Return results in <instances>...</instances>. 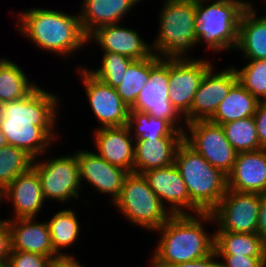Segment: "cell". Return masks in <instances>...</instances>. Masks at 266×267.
Listing matches in <instances>:
<instances>
[{"instance_id":"1f68e13d","label":"cell","mask_w":266,"mask_h":267,"mask_svg":"<svg viewBox=\"0 0 266 267\" xmlns=\"http://www.w3.org/2000/svg\"><path fill=\"white\" fill-rule=\"evenodd\" d=\"M32 163L33 158L20 148L12 145L0 148V192L18 175L27 172Z\"/></svg>"},{"instance_id":"ee69618b","label":"cell","mask_w":266,"mask_h":267,"mask_svg":"<svg viewBox=\"0 0 266 267\" xmlns=\"http://www.w3.org/2000/svg\"><path fill=\"white\" fill-rule=\"evenodd\" d=\"M186 1H190L193 3H198V2H202V1H212V0H186Z\"/></svg>"},{"instance_id":"ba28073f","label":"cell","mask_w":266,"mask_h":267,"mask_svg":"<svg viewBox=\"0 0 266 267\" xmlns=\"http://www.w3.org/2000/svg\"><path fill=\"white\" fill-rule=\"evenodd\" d=\"M33 159L32 168L37 172L44 200L64 203L78 199L80 189L79 163L76 151L72 154L49 157L42 161Z\"/></svg>"},{"instance_id":"30bf717a","label":"cell","mask_w":266,"mask_h":267,"mask_svg":"<svg viewBox=\"0 0 266 267\" xmlns=\"http://www.w3.org/2000/svg\"><path fill=\"white\" fill-rule=\"evenodd\" d=\"M183 140L214 168L228 175L238 152L230 145L221 125L209 120L186 123Z\"/></svg>"},{"instance_id":"2e32d148","label":"cell","mask_w":266,"mask_h":267,"mask_svg":"<svg viewBox=\"0 0 266 267\" xmlns=\"http://www.w3.org/2000/svg\"><path fill=\"white\" fill-rule=\"evenodd\" d=\"M81 185L89 184L101 194L110 196L111 204L120 196L123 181L129 174L126 170L110 164L96 152L76 150ZM85 181V182H84Z\"/></svg>"},{"instance_id":"4316f807","label":"cell","mask_w":266,"mask_h":267,"mask_svg":"<svg viewBox=\"0 0 266 267\" xmlns=\"http://www.w3.org/2000/svg\"><path fill=\"white\" fill-rule=\"evenodd\" d=\"M51 219L47 221L50 230L52 247L54 252L59 256H73L63 252L65 248L74 246L80 234L81 225L77 217V212L73 209H60L54 212Z\"/></svg>"},{"instance_id":"4fadbf2b","label":"cell","mask_w":266,"mask_h":267,"mask_svg":"<svg viewBox=\"0 0 266 267\" xmlns=\"http://www.w3.org/2000/svg\"><path fill=\"white\" fill-rule=\"evenodd\" d=\"M213 65L204 59H169V101L185 117L192 106L199 83Z\"/></svg>"},{"instance_id":"7402d4cb","label":"cell","mask_w":266,"mask_h":267,"mask_svg":"<svg viewBox=\"0 0 266 267\" xmlns=\"http://www.w3.org/2000/svg\"><path fill=\"white\" fill-rule=\"evenodd\" d=\"M235 50H239L245 60H266V16L258 17L252 1L240 17Z\"/></svg>"},{"instance_id":"4dcf8cb0","label":"cell","mask_w":266,"mask_h":267,"mask_svg":"<svg viewBox=\"0 0 266 267\" xmlns=\"http://www.w3.org/2000/svg\"><path fill=\"white\" fill-rule=\"evenodd\" d=\"M221 126L230 145L238 153L263 149L259 143L253 116L231 121Z\"/></svg>"},{"instance_id":"836d02e7","label":"cell","mask_w":266,"mask_h":267,"mask_svg":"<svg viewBox=\"0 0 266 267\" xmlns=\"http://www.w3.org/2000/svg\"><path fill=\"white\" fill-rule=\"evenodd\" d=\"M243 68L235 67L238 82L258 101H266V60L254 59Z\"/></svg>"},{"instance_id":"e575fe53","label":"cell","mask_w":266,"mask_h":267,"mask_svg":"<svg viewBox=\"0 0 266 267\" xmlns=\"http://www.w3.org/2000/svg\"><path fill=\"white\" fill-rule=\"evenodd\" d=\"M52 261V258L37 253L12 250L7 267H51Z\"/></svg>"},{"instance_id":"f6af8a7d","label":"cell","mask_w":266,"mask_h":267,"mask_svg":"<svg viewBox=\"0 0 266 267\" xmlns=\"http://www.w3.org/2000/svg\"><path fill=\"white\" fill-rule=\"evenodd\" d=\"M137 4L139 3L140 4V2L139 1H141L142 2V0H134Z\"/></svg>"},{"instance_id":"cb8c5ba5","label":"cell","mask_w":266,"mask_h":267,"mask_svg":"<svg viewBox=\"0 0 266 267\" xmlns=\"http://www.w3.org/2000/svg\"><path fill=\"white\" fill-rule=\"evenodd\" d=\"M79 19L88 36L100 26L121 23L127 13L136 6L134 0H81Z\"/></svg>"},{"instance_id":"ab89813d","label":"cell","mask_w":266,"mask_h":267,"mask_svg":"<svg viewBox=\"0 0 266 267\" xmlns=\"http://www.w3.org/2000/svg\"><path fill=\"white\" fill-rule=\"evenodd\" d=\"M256 233L266 243V194H260V208Z\"/></svg>"},{"instance_id":"f1b7e54d","label":"cell","mask_w":266,"mask_h":267,"mask_svg":"<svg viewBox=\"0 0 266 267\" xmlns=\"http://www.w3.org/2000/svg\"><path fill=\"white\" fill-rule=\"evenodd\" d=\"M127 126L134 140L183 137V132L175 129L167 120L135 109L129 110Z\"/></svg>"},{"instance_id":"7a4b0ae2","label":"cell","mask_w":266,"mask_h":267,"mask_svg":"<svg viewBox=\"0 0 266 267\" xmlns=\"http://www.w3.org/2000/svg\"><path fill=\"white\" fill-rule=\"evenodd\" d=\"M205 223L215 225L212 213L172 215L154 231H158L160 240L151 255L150 267H167L211 254L215 234L205 229Z\"/></svg>"},{"instance_id":"277c9868","label":"cell","mask_w":266,"mask_h":267,"mask_svg":"<svg viewBox=\"0 0 266 267\" xmlns=\"http://www.w3.org/2000/svg\"><path fill=\"white\" fill-rule=\"evenodd\" d=\"M250 0H212L196 3L195 34L197 46L206 45L210 52L236 48L239 21Z\"/></svg>"},{"instance_id":"7c38bea8","label":"cell","mask_w":266,"mask_h":267,"mask_svg":"<svg viewBox=\"0 0 266 267\" xmlns=\"http://www.w3.org/2000/svg\"><path fill=\"white\" fill-rule=\"evenodd\" d=\"M78 76L85 87L88 104L101 124L98 128L122 127L128 124L130 108L124 103L117 94L115 88L106 85L91 75L80 65L77 69Z\"/></svg>"},{"instance_id":"603a6c76","label":"cell","mask_w":266,"mask_h":267,"mask_svg":"<svg viewBox=\"0 0 266 267\" xmlns=\"http://www.w3.org/2000/svg\"><path fill=\"white\" fill-rule=\"evenodd\" d=\"M183 137L135 140L133 173L164 168L174 163L175 153Z\"/></svg>"},{"instance_id":"83f0119b","label":"cell","mask_w":266,"mask_h":267,"mask_svg":"<svg viewBox=\"0 0 266 267\" xmlns=\"http://www.w3.org/2000/svg\"><path fill=\"white\" fill-rule=\"evenodd\" d=\"M15 62L0 57V104L27 96L38 84Z\"/></svg>"},{"instance_id":"f35d334b","label":"cell","mask_w":266,"mask_h":267,"mask_svg":"<svg viewBox=\"0 0 266 267\" xmlns=\"http://www.w3.org/2000/svg\"><path fill=\"white\" fill-rule=\"evenodd\" d=\"M218 255L215 250L198 260L190 261V262H183L177 263L167 267H221L220 261H218Z\"/></svg>"},{"instance_id":"484cf974","label":"cell","mask_w":266,"mask_h":267,"mask_svg":"<svg viewBox=\"0 0 266 267\" xmlns=\"http://www.w3.org/2000/svg\"><path fill=\"white\" fill-rule=\"evenodd\" d=\"M217 255L266 257V243L257 233L214 231Z\"/></svg>"},{"instance_id":"ac0fdd59","label":"cell","mask_w":266,"mask_h":267,"mask_svg":"<svg viewBox=\"0 0 266 267\" xmlns=\"http://www.w3.org/2000/svg\"><path fill=\"white\" fill-rule=\"evenodd\" d=\"M0 201H10L13 217L8 219L37 218L45 203L40 178L31 167L27 172L18 175L3 191Z\"/></svg>"},{"instance_id":"5b68a950","label":"cell","mask_w":266,"mask_h":267,"mask_svg":"<svg viewBox=\"0 0 266 267\" xmlns=\"http://www.w3.org/2000/svg\"><path fill=\"white\" fill-rule=\"evenodd\" d=\"M174 163L186 184L191 202L202 213H211L227 192V175L214 168L184 140L176 149Z\"/></svg>"},{"instance_id":"8992f818","label":"cell","mask_w":266,"mask_h":267,"mask_svg":"<svg viewBox=\"0 0 266 267\" xmlns=\"http://www.w3.org/2000/svg\"><path fill=\"white\" fill-rule=\"evenodd\" d=\"M159 17V30L151 44L152 52L161 59L189 58L198 39L195 34L196 3L186 0H164Z\"/></svg>"},{"instance_id":"d6a6232c","label":"cell","mask_w":266,"mask_h":267,"mask_svg":"<svg viewBox=\"0 0 266 267\" xmlns=\"http://www.w3.org/2000/svg\"><path fill=\"white\" fill-rule=\"evenodd\" d=\"M100 61L97 69L85 67L86 70L96 79L115 88L123 82L126 69L133 59L122 54L103 52Z\"/></svg>"},{"instance_id":"44dd1931","label":"cell","mask_w":266,"mask_h":267,"mask_svg":"<svg viewBox=\"0 0 266 267\" xmlns=\"http://www.w3.org/2000/svg\"><path fill=\"white\" fill-rule=\"evenodd\" d=\"M12 235V249L37 253L49 258L59 257L53 250L47 220L37 218L7 219Z\"/></svg>"},{"instance_id":"d4e9b609","label":"cell","mask_w":266,"mask_h":267,"mask_svg":"<svg viewBox=\"0 0 266 267\" xmlns=\"http://www.w3.org/2000/svg\"><path fill=\"white\" fill-rule=\"evenodd\" d=\"M259 101L239 82L219 104L209 121L222 125L231 121L254 116Z\"/></svg>"},{"instance_id":"d6986e66","label":"cell","mask_w":266,"mask_h":267,"mask_svg":"<svg viewBox=\"0 0 266 267\" xmlns=\"http://www.w3.org/2000/svg\"><path fill=\"white\" fill-rule=\"evenodd\" d=\"M96 153L104 160L133 173L135 140L129 127L96 128L93 133Z\"/></svg>"},{"instance_id":"7bdbcfd3","label":"cell","mask_w":266,"mask_h":267,"mask_svg":"<svg viewBox=\"0 0 266 267\" xmlns=\"http://www.w3.org/2000/svg\"><path fill=\"white\" fill-rule=\"evenodd\" d=\"M0 267H7V260L0 259Z\"/></svg>"},{"instance_id":"74e56055","label":"cell","mask_w":266,"mask_h":267,"mask_svg":"<svg viewBox=\"0 0 266 267\" xmlns=\"http://www.w3.org/2000/svg\"><path fill=\"white\" fill-rule=\"evenodd\" d=\"M260 146L266 149V101H259L254 114Z\"/></svg>"},{"instance_id":"5bb4252c","label":"cell","mask_w":266,"mask_h":267,"mask_svg":"<svg viewBox=\"0 0 266 267\" xmlns=\"http://www.w3.org/2000/svg\"><path fill=\"white\" fill-rule=\"evenodd\" d=\"M237 82L235 66L231 65L216 73L212 65L199 83L191 109L184 117L186 123L209 120Z\"/></svg>"},{"instance_id":"f546056e","label":"cell","mask_w":266,"mask_h":267,"mask_svg":"<svg viewBox=\"0 0 266 267\" xmlns=\"http://www.w3.org/2000/svg\"><path fill=\"white\" fill-rule=\"evenodd\" d=\"M150 57L133 60L126 69L123 82L115 87L117 94L131 108L149 81Z\"/></svg>"},{"instance_id":"e0dca14e","label":"cell","mask_w":266,"mask_h":267,"mask_svg":"<svg viewBox=\"0 0 266 267\" xmlns=\"http://www.w3.org/2000/svg\"><path fill=\"white\" fill-rule=\"evenodd\" d=\"M88 45L91 42L103 52H112L125 55L133 60L150 57L153 52L151 44L144 41L142 35L135 29L121 26V23L100 26L87 37Z\"/></svg>"},{"instance_id":"9c48e42d","label":"cell","mask_w":266,"mask_h":267,"mask_svg":"<svg viewBox=\"0 0 266 267\" xmlns=\"http://www.w3.org/2000/svg\"><path fill=\"white\" fill-rule=\"evenodd\" d=\"M169 59L150 56L149 81L130 108L147 112L156 118L167 120L175 129L184 133L186 121L169 101ZM183 122L182 125L180 122Z\"/></svg>"},{"instance_id":"9a60e30c","label":"cell","mask_w":266,"mask_h":267,"mask_svg":"<svg viewBox=\"0 0 266 267\" xmlns=\"http://www.w3.org/2000/svg\"><path fill=\"white\" fill-rule=\"evenodd\" d=\"M142 175L172 215L202 213L191 202L186 184L175 163L164 168L147 170Z\"/></svg>"},{"instance_id":"60d3db41","label":"cell","mask_w":266,"mask_h":267,"mask_svg":"<svg viewBox=\"0 0 266 267\" xmlns=\"http://www.w3.org/2000/svg\"><path fill=\"white\" fill-rule=\"evenodd\" d=\"M51 267H85L75 256H63L53 259Z\"/></svg>"},{"instance_id":"8d00e7d4","label":"cell","mask_w":266,"mask_h":267,"mask_svg":"<svg viewBox=\"0 0 266 267\" xmlns=\"http://www.w3.org/2000/svg\"><path fill=\"white\" fill-rule=\"evenodd\" d=\"M12 250V235L8 220L0 218V259L8 260Z\"/></svg>"},{"instance_id":"52a82bcc","label":"cell","mask_w":266,"mask_h":267,"mask_svg":"<svg viewBox=\"0 0 266 267\" xmlns=\"http://www.w3.org/2000/svg\"><path fill=\"white\" fill-rule=\"evenodd\" d=\"M113 206H116L125 220L152 232L172 216L144 176L137 173H129L125 177L120 196Z\"/></svg>"},{"instance_id":"ffe728a7","label":"cell","mask_w":266,"mask_h":267,"mask_svg":"<svg viewBox=\"0 0 266 267\" xmlns=\"http://www.w3.org/2000/svg\"><path fill=\"white\" fill-rule=\"evenodd\" d=\"M227 188L237 192L266 194V149L238 153L227 175Z\"/></svg>"},{"instance_id":"b9f144b4","label":"cell","mask_w":266,"mask_h":267,"mask_svg":"<svg viewBox=\"0 0 266 267\" xmlns=\"http://www.w3.org/2000/svg\"><path fill=\"white\" fill-rule=\"evenodd\" d=\"M8 145L6 137L4 136L3 132L0 129V148Z\"/></svg>"},{"instance_id":"6da1fadb","label":"cell","mask_w":266,"mask_h":267,"mask_svg":"<svg viewBox=\"0 0 266 267\" xmlns=\"http://www.w3.org/2000/svg\"><path fill=\"white\" fill-rule=\"evenodd\" d=\"M58 96L37 85L27 96L0 104V129L8 145L41 159L58 140Z\"/></svg>"},{"instance_id":"d590c367","label":"cell","mask_w":266,"mask_h":267,"mask_svg":"<svg viewBox=\"0 0 266 267\" xmlns=\"http://www.w3.org/2000/svg\"><path fill=\"white\" fill-rule=\"evenodd\" d=\"M221 267H266V257L218 255Z\"/></svg>"},{"instance_id":"3957f363","label":"cell","mask_w":266,"mask_h":267,"mask_svg":"<svg viewBox=\"0 0 266 267\" xmlns=\"http://www.w3.org/2000/svg\"><path fill=\"white\" fill-rule=\"evenodd\" d=\"M13 14L18 22L15 24L18 33L35 47L54 53L56 57L59 55L63 60L88 45V36L82 29L79 13L33 7L18 15L13 11Z\"/></svg>"},{"instance_id":"8fae6325","label":"cell","mask_w":266,"mask_h":267,"mask_svg":"<svg viewBox=\"0 0 266 267\" xmlns=\"http://www.w3.org/2000/svg\"><path fill=\"white\" fill-rule=\"evenodd\" d=\"M260 194L227 189L217 207L211 212L216 231L256 233Z\"/></svg>"}]
</instances>
